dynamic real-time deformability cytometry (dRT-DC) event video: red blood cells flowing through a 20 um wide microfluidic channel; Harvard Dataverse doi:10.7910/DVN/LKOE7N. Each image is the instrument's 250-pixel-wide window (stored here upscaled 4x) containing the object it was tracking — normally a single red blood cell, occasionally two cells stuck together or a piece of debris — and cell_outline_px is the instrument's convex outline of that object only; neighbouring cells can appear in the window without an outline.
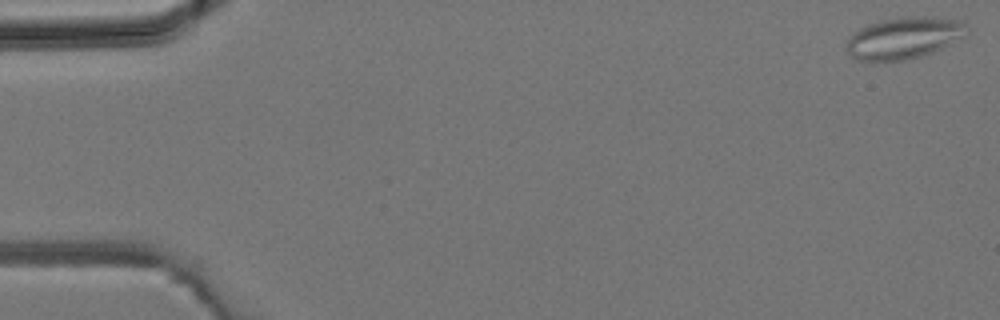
{"species": "common noctule bat (a hibernating species)", "species_latin": "Nyctalus noctula", "temperature_condition": "room temperature", "stored_images_in_passage": 42, "camera_frame_rate_fps": 3000, "um_per_image_px": 0.085, "animal": {"sex": "male", "body_mass_g": 19.2, "forearm_length_mm": 51.8}, "frame": {"image": 1, "passage_image": 1, "time_ms": 0.0, "image_size_px": [1000, 320], "cell_outline_px": [[968, 32], [964, 36], [932, 52], [920, 56], [904, 60], [856, 60], [844, 48], [852, 32], [868, 24], [880, 20], [908, 16], [932, 16], [964, 20]], "centroid_in_image_um": [76.83, 3.19], "position_along_channel_um": 8.2, "area_um2": 29.25}}
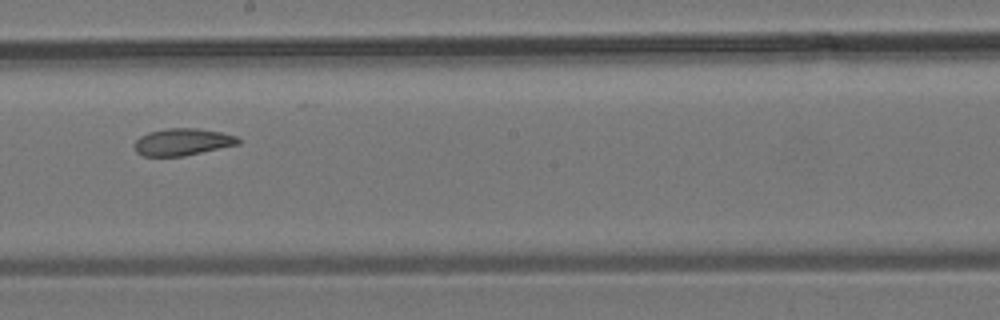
{"frame": {"image": 2, "passage_image": 24, "time_ms": 7.667, "image_size_px": [1000, 320], "cell_outline_px": [[240, 144], [184, 156], [144, 156], [136, 152], [132, 144], [140, 136], [148, 132], [168, 128], [196, 128], [220, 132], [236, 136], [240, 140]], "centroid_in_image_um": [15.48, 12.07], "position_along_channel_um": 232.7, "area_um2": 16.42}}
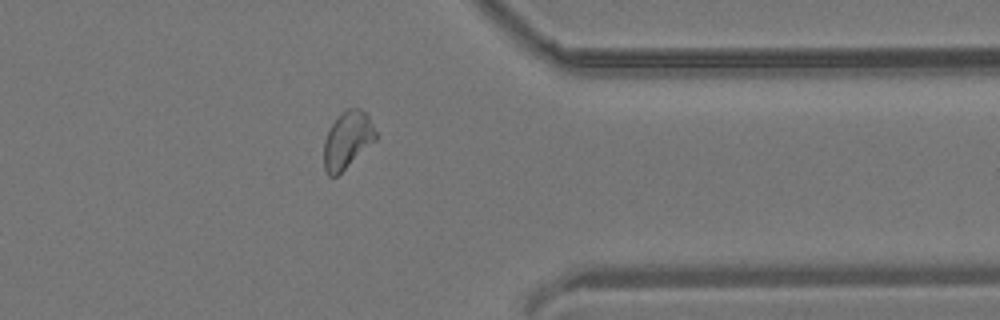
{"frame": {"image": 3, "passage_image": 34, "time_ms": 11.0, "image_size_px": [1000, 320], "cell_outline_px": [[376, 140], [336, 176], [328, 176], [324, 168], [324, 140], [328, 128], [348, 108], [360, 108], [368, 116], [376, 132]], "centroid_in_image_um": [29.51, 11.91], "position_along_channel_um": 381.9, "area_um2": 16.88}}